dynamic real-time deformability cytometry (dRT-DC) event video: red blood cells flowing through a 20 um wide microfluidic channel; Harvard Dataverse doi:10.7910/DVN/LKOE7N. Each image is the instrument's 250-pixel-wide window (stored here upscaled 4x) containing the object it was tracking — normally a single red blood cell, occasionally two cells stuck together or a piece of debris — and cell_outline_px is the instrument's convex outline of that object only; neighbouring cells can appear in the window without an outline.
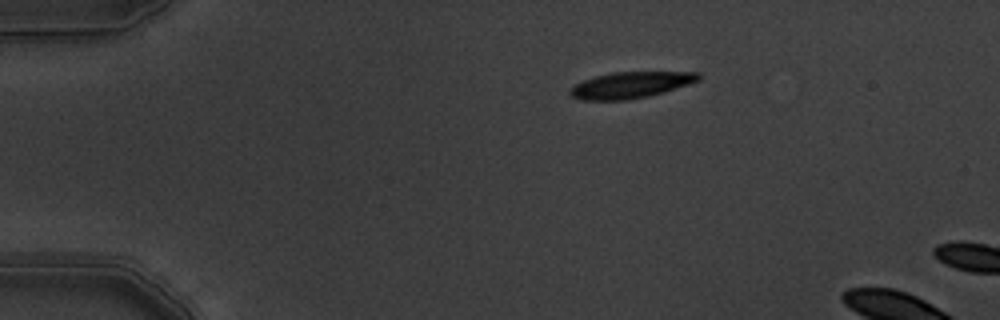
{"species": "common noctule bat (a hibernating species)", "species_latin": "Nyctalus noctula", "temperature_condition": "warm", "stored_images_in_passage": 2, "camera_frame_rate_fps": 3000, "um_per_image_px": 0.085, "animal": {"sex": "male", "body_mass_g": 19.5, "forearm_length_mm": 54.6}, "frame": {"image": 1, "passage_image": 1, "time_ms": 0.0, "image_size_px": [1000, 320], "cell_outline_px": [[700, 80], [664, 92], [648, 96], [628, 100], [580, 100], [572, 96], [568, 92], [572, 84], [596, 76], [612, 72], [700, 72]], "centroid_in_image_um": [53.57, 7.23], "position_along_channel_um": 31.4, "area_um2": 19.71}}